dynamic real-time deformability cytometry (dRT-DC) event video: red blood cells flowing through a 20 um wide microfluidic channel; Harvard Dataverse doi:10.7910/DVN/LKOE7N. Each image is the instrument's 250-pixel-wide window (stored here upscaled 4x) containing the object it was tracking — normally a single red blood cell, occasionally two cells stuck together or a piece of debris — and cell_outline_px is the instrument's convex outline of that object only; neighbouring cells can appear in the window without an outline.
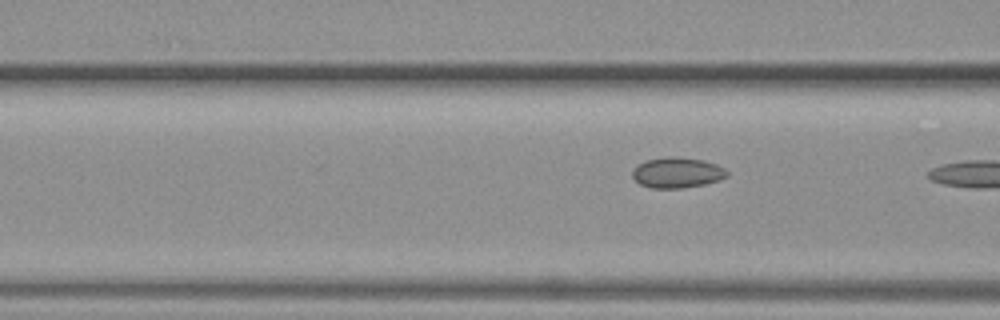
{"species": "common noctule bat (a hibernating species)", "species_latin": "Nyctalus noctula", "temperature_condition": "warm", "stored_images_in_passage": 6, "camera_frame_rate_fps": 3000, "um_per_image_px": 0.085, "animal": {"sex": "female", "body_mass_g": 19.3, "forearm_length_mm": 54.1}, "frame": {"image": 1, "passage_image": 6, "time_ms": 6.0, "image_size_px": [1000, 320], "cell_outline_px": [[728, 176], [720, 180], [704, 184], [684, 188], [652, 188], [640, 184], [632, 176], [632, 172], [636, 164], [648, 160], [668, 156], [676, 156], [704, 160], [716, 164], [724, 168], [728, 172]], "centroid_in_image_um": [57.56, 14.67], "position_along_channel_um": 109.0, "area_um2": 16.94}}